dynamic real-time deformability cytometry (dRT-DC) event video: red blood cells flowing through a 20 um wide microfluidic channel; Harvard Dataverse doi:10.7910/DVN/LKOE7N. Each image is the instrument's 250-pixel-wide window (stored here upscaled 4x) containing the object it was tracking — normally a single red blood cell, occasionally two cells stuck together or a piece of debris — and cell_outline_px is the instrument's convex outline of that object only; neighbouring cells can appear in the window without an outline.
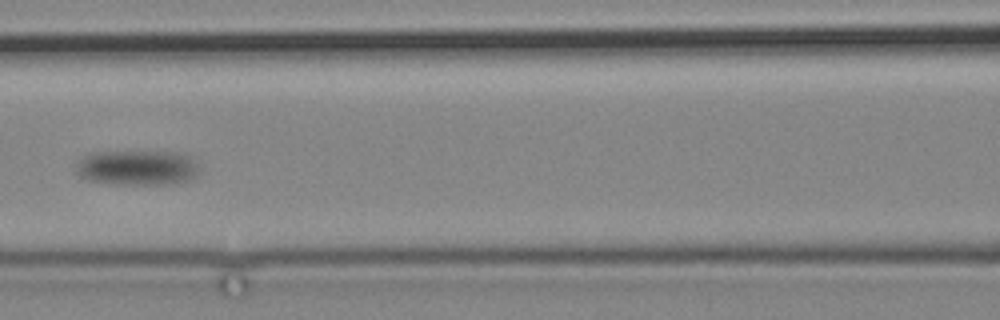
{"species": "common noctule bat (a hibernating species)", "species_latin": "Nyctalus noctula", "temperature_condition": "cold", "stored_images_in_passage": 17, "camera_frame_rate_fps": 3000, "um_per_image_px": 0.085, "animal": {"sex": "male", "body_mass_g": 19.2, "forearm_length_mm": 51.8}, "frame": {"image": 1, "passage_image": 15, "time_ms": 17.333, "image_size_px": [1000, 320], "cell_outline_px": [[196, 176], [188, 180], [164, 184], [112, 184], [88, 180], [80, 176], [76, 172], [76, 160], [80, 156], [88, 152], [176, 152], [188, 156], [196, 164]], "centroid_in_image_um": [11.55, 14.24], "position_along_channel_um": 155.1, "area_um2": 25.14}}
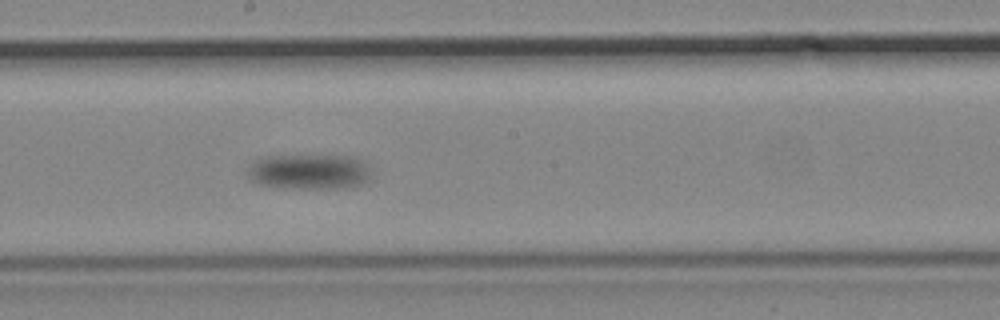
{"frame": {"image": 2, "passage_image": 17, "time_ms": 20.0, "image_size_px": [1000, 320], "cell_outline_px": [[372, 176], [360, 184], [340, 188], [276, 188], [260, 184], [252, 180], [248, 172], [248, 168], [256, 160], [268, 156], [352, 156], [364, 160]], "centroid_in_image_um": [26.3, 14.6], "position_along_channel_um": 221.9, "area_um2": 25.26}}